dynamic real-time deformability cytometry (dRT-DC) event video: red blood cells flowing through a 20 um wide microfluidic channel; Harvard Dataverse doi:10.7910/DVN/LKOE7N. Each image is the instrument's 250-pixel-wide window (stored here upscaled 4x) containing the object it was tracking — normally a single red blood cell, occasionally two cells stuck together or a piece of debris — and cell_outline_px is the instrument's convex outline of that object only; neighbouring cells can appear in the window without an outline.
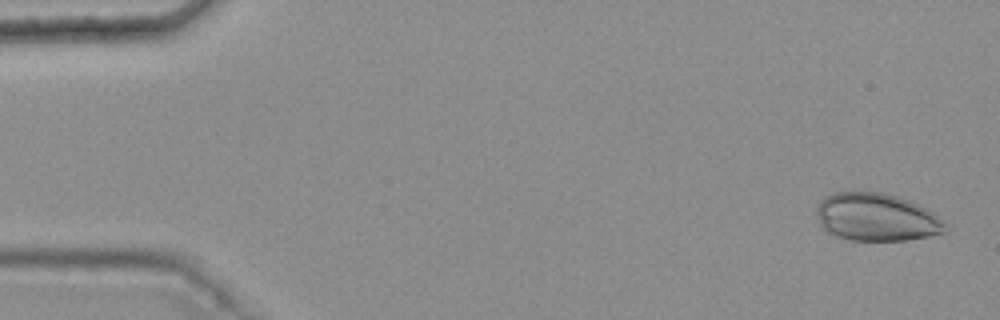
{"species": "common noctule bat (a hibernating species)", "species_latin": "Nyctalus noctula", "temperature_condition": "warm", "stored_images_in_passage": 5, "camera_frame_rate_fps": 3000, "um_per_image_px": 0.085, "animal": {"sex": "female", "body_mass_g": 25.1}, "frame": {"image": 1, "passage_image": 1, "time_ms": 0.0, "image_size_px": [1000, 320], "cell_outline_px": [[948, 224], [944, 232], [928, 236], [908, 240], [852, 240], [836, 236], [828, 232], [820, 224], [816, 212], [816, 208], [820, 200], [824, 196], [832, 192], [884, 192], [908, 200], [932, 212], [944, 220]], "centroid_in_image_um": [74.48, 18.45], "position_along_channel_um": 10.5, "area_um2": 35.84}}
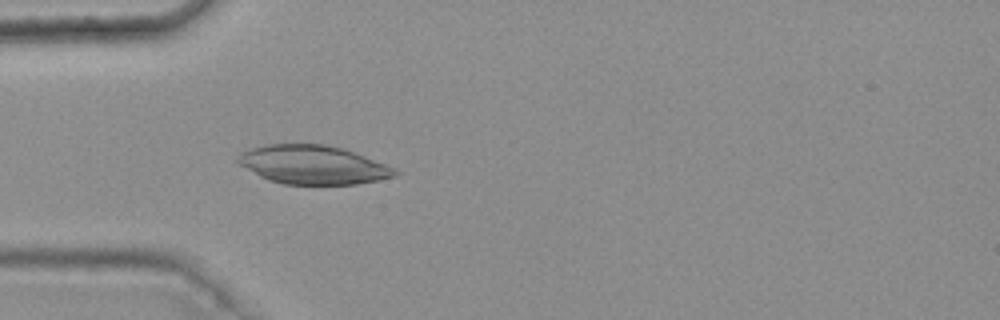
{"frame": {"image": 2, "passage_image": 5, "time_ms": 1.333, "image_size_px": [1000, 320], "cell_outline_px": [[400, 172], [396, 176], [356, 184], [284, 184], [268, 180], [236, 164], [236, 156], [240, 152], [264, 144], [324, 144], [344, 148], [396, 168]], "centroid_in_image_um": [26.57, 14.0], "position_along_channel_um": 58.4, "area_um2": 35.66}}